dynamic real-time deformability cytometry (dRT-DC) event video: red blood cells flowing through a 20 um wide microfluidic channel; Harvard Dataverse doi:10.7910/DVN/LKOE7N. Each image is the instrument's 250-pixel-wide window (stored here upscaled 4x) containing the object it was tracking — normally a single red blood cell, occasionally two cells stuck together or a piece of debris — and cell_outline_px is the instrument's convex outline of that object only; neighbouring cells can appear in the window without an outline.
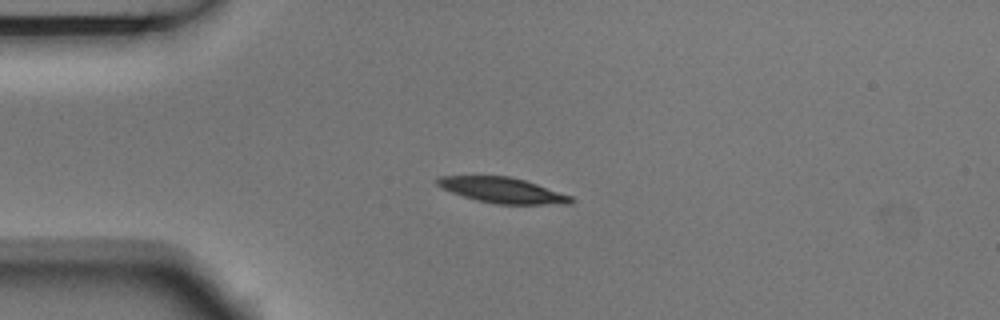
{"species": "Egyptian fruit bat (a non-hibernating species)", "species_latin": "Rousettus aegyptiacus", "temperature_condition": "room temperature", "stored_images_in_passage": 4, "camera_frame_rate_fps": 3000, "um_per_image_px": 0.085, "animal": {"sex": "male"}, "frame": {"image": 1, "passage_image": 1, "time_ms": 0.0, "image_size_px": [1000, 320], "cell_outline_px": [[576, 200], [572, 204], [496, 204], [476, 200], [452, 192], [436, 184], [436, 180], [440, 176], [508, 176], [524, 180], [572, 196]], "centroid_in_image_um": [42.75, 16.18], "position_along_channel_um": 42.2, "area_um2": 19.65}}
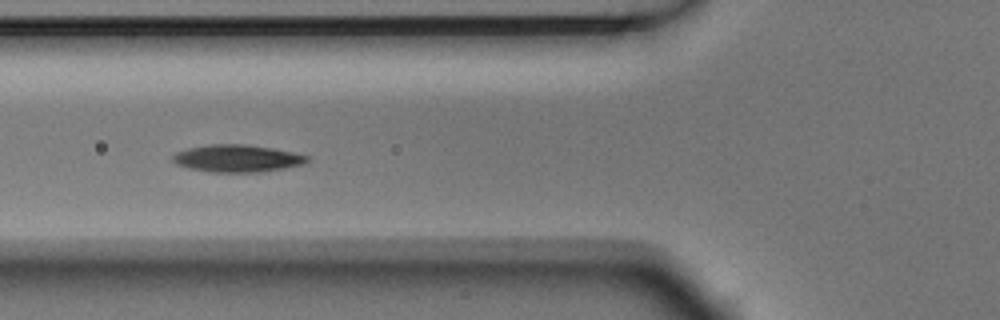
{"frame": {"image": 2, "passage_image": 3, "time_ms": 0.667, "image_size_px": [1000, 320], "cell_outline_px": [[308, 160], [304, 164], [284, 168], [260, 172], [208, 172], [188, 168], [176, 164], [172, 160], [172, 156], [176, 152], [188, 148], [208, 144], [248, 144], [272, 148], [292, 152], [308, 156]], "centroid_in_image_um": [20.12, 13.46], "position_along_channel_um": 105.7, "area_um2": 21.44}}
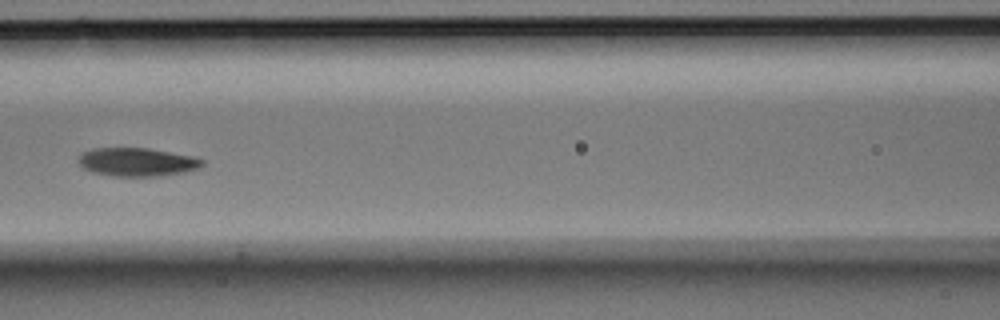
{"frame": {"image": 3, "passage_image": 4, "time_ms": 1.0, "image_size_px": [1000, 320], "cell_outline_px": [[204, 164], [200, 168], [184, 172], [160, 176], [112, 176], [92, 172], [84, 168], [76, 160], [80, 152], [92, 148], [148, 148], [196, 156], [204, 160]], "centroid_in_image_um": [11.65, 13.76], "position_along_channel_um": 154.9, "area_um2": 20.87}}